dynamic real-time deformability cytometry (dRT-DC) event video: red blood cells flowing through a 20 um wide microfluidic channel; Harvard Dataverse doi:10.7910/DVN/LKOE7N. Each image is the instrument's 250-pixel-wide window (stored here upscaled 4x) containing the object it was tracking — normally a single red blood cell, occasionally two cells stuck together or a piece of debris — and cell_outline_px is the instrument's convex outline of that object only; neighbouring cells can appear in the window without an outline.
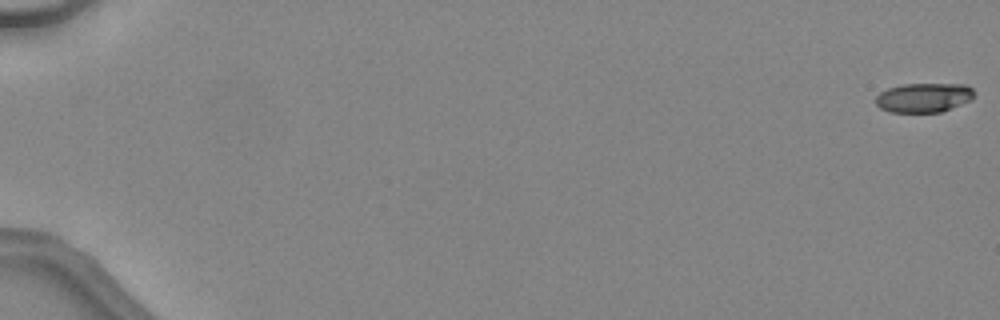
{"species": "common noctule bat (a hibernating species)", "species_latin": "Nyctalus noctula", "temperature_condition": "warm", "stored_images_in_passage": 5, "camera_frame_rate_fps": 3000, "um_per_image_px": 0.085, "animal": {"sex": "female", "body_mass_g": 24.6, "forearm_length_mm": 56.2}, "frame": {"image": 1, "passage_image": 1, "time_ms": 0.0, "image_size_px": [1000, 320], "cell_outline_px": [[976, 92], [972, 100], [940, 112], [888, 112], [880, 108], [876, 104], [876, 96], [880, 92], [888, 88], [904, 84], [968, 84]], "centroid_in_image_um": [78.55, 8.29], "position_along_channel_um": 6.5, "area_um2": 16.99}}